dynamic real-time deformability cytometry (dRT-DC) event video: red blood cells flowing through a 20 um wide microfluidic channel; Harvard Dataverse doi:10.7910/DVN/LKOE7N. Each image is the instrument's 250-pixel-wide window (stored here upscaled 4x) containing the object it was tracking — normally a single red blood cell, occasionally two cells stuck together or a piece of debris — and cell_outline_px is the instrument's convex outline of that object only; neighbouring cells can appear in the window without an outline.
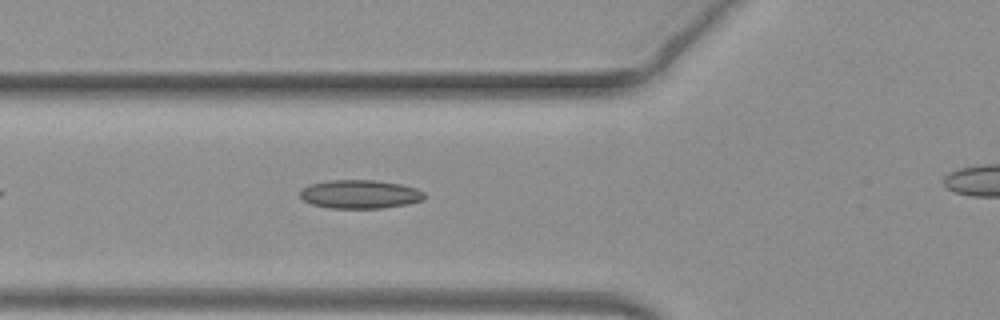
{"species": "common noctule bat (a hibernating species)", "species_latin": "Nyctalus noctula", "temperature_condition": "warm", "stored_images_in_passage": 33, "camera_frame_rate_fps": 3000, "um_per_image_px": 0.085, "animal": {"sex": "female", "body_mass_g": 19.3, "forearm_length_mm": 54.1}, "frame": {"image": 1, "passage_image": 7, "time_ms": 2.0, "image_size_px": [1000, 320], "cell_outline_px": [[424, 200], [408, 204], [384, 208], [328, 208], [312, 204], [304, 200], [300, 196], [300, 188], [308, 184], [328, 180], [376, 180], [400, 184], [416, 188], [424, 192]], "centroid_in_image_um": [30.58, 16.5], "position_along_channel_um": 95.2, "area_um2": 20.92}}
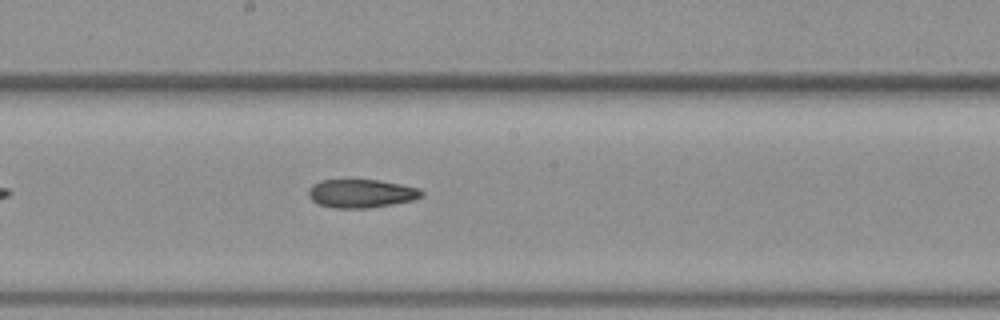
{"frame": {"image": 2, "passage_image": 16, "time_ms": 5.0, "image_size_px": [1000, 320], "cell_outline_px": [[424, 196], [412, 200], [392, 204], [368, 208], [332, 208], [316, 204], [308, 196], [308, 188], [312, 184], [320, 180], [376, 180], [400, 184], [420, 188], [424, 192]], "centroid_in_image_um": [30.67, 16.45], "position_along_channel_um": 217.5, "area_um2": 18.9}}
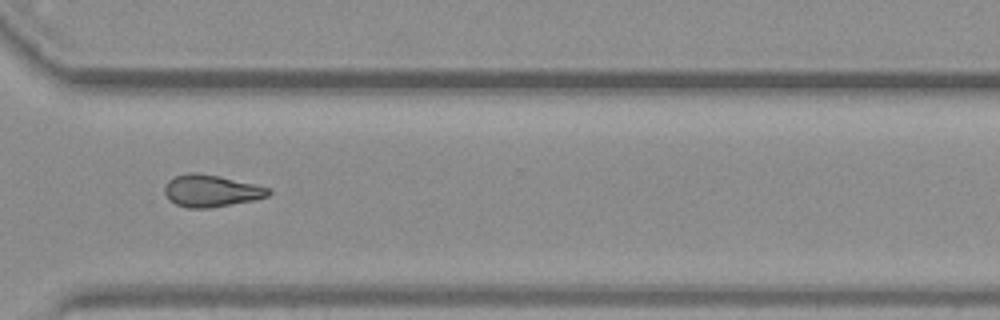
{"frame": {"image": 3, "passage_image": 26, "time_ms": 8.333, "image_size_px": [1000, 320], "cell_outline_px": [[272, 192], [268, 196], [252, 200], [208, 208], [188, 208], [176, 204], [168, 200], [164, 192], [164, 188], [168, 180], [176, 176], [188, 172], [196, 172], [220, 176], [256, 184], [268, 188]], "centroid_in_image_um": [17.92, 16.21], "position_along_channel_um": 352.7, "area_um2": 19.36}, "authors_computed_cell_mechanics": {"area_um2": 19.3052, "velocity_mm_per_s": 4.061, "shape_relaxation_time_tau1_ms": null, "shape_relaxation_time_tau2_ms": 3.2446, "deformation_change_tau1": null, "deformation_change_tau2": 0.0938}}